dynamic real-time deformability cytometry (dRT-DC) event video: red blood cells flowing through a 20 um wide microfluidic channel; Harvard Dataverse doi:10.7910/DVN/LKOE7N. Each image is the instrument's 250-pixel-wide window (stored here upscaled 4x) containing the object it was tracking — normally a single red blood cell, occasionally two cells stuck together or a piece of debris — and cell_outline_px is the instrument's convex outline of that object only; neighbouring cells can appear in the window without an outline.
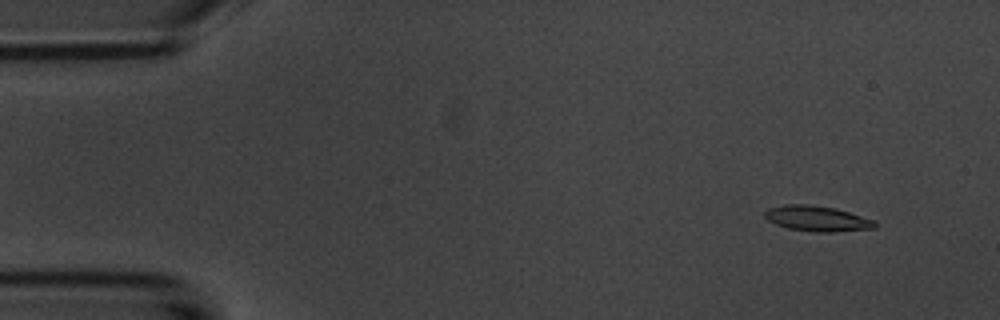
{"species": "common noctule bat (a hibernating species)", "species_latin": "Nyctalus noctula", "temperature_condition": "room temperature", "stored_images_in_passage": 6, "camera_frame_rate_fps": 3000, "um_per_image_px": 0.085, "animal": {"sex": "male", "body_mass_g": 20.1, "forearm_length_mm": 53.5}, "frame": {"image": 1, "passage_image": 2, "time_ms": 1.333, "image_size_px": [1000, 320], "cell_outline_px": [[876, 228], [832, 232], [816, 232], [788, 228], [776, 224], [768, 220], [764, 216], [764, 212], [768, 208], [784, 204], [808, 204], [836, 208], [876, 220]], "centroid_in_image_um": [69.47, 18.57], "position_along_channel_um": 15.5, "area_um2": 16.42}}
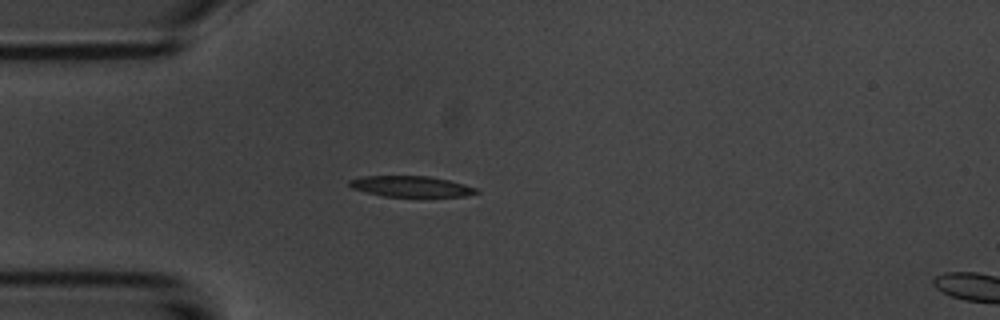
{"frame": {"image": 2, "passage_image": 5, "time_ms": 4.667, "image_size_px": [1000, 320], "cell_outline_px": [[480, 192], [464, 196], [384, 196], [352, 188], [348, 184], [348, 180], [364, 176], [428, 176], [448, 180], [464, 184], [476, 188]], "centroid_in_image_um": [34.93, 15.84], "position_along_channel_um": 50.1, "area_um2": 15.14}}